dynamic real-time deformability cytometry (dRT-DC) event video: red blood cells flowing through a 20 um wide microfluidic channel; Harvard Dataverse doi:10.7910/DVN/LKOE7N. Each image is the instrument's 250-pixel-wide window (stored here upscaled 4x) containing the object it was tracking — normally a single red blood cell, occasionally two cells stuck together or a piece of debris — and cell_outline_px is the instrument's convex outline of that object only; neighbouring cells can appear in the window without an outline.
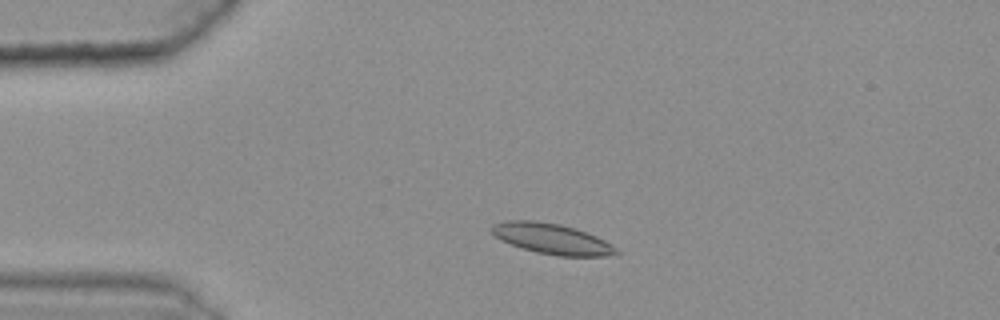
{"species": "common noctule bat (a hibernating species)", "species_latin": "Nyctalus noctula", "temperature_condition": "warm", "stored_images_in_passage": 39, "camera_frame_rate_fps": 3000, "um_per_image_px": 0.085, "animal": {"sex": "female", "body_mass_g": 25.1}, "frame": {"image": 1, "passage_image": 5, "time_ms": 1.333, "image_size_px": [1000, 320], "cell_outline_px": [[620, 252], [616, 256], [556, 256], [536, 252], [500, 240], [488, 228], [492, 224], [508, 220], [532, 220], [560, 224], [576, 228], [596, 236], [612, 244]], "centroid_in_image_um": [46.93, 20.3], "position_along_channel_um": 38.1, "area_um2": 22.31}}
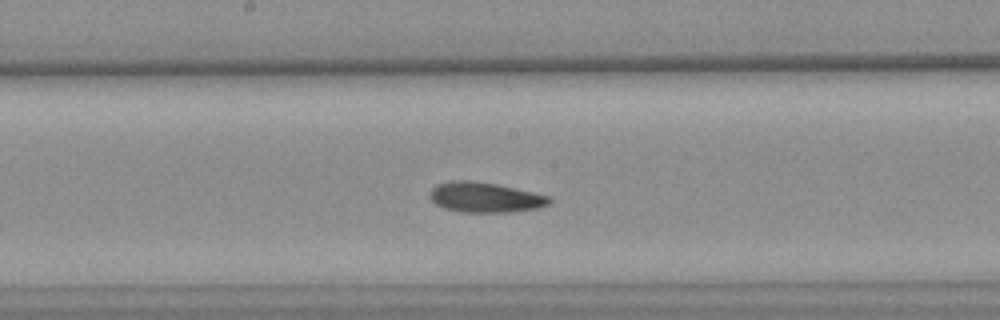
{"frame": {"image": 2, "passage_image": 22, "time_ms": 7.0, "image_size_px": [1000, 320], "cell_outline_px": [[552, 200], [548, 204], [540, 208], [512, 212], [460, 212], [444, 208], [436, 204], [428, 196], [428, 192], [436, 184], [448, 180], [472, 180], [496, 184], [532, 192], [548, 196]], "centroid_in_image_um": [41.18, 16.77], "position_along_channel_um": 207.0, "area_um2": 21.15}}
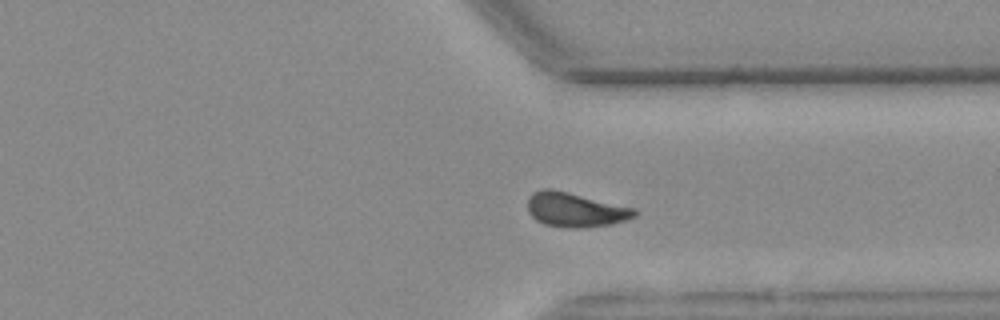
{"frame": {"image": 3, "passage_image": 35, "time_ms": 11.333, "image_size_px": [1000, 320], "cell_outline_px": [[636, 216], [628, 220], [612, 224], [576, 228], [572, 228], [544, 224], [536, 220], [528, 212], [528, 196], [532, 192], [540, 188], [552, 188], [636, 208]], "centroid_in_image_um": [48.89, 17.81], "position_along_channel_um": 362.5, "area_um2": 21.62}, "authors_computed_cell_mechanics": {"area_um2": 20.8658, "velocity_mm_per_s": 3.5773, "shape_relaxation_time_tau1_ms": null, "shape_relaxation_time_tau2_ms": 3.0219, "deformation_change_tau1": null, "deformation_change_tau2": 0.0815}}